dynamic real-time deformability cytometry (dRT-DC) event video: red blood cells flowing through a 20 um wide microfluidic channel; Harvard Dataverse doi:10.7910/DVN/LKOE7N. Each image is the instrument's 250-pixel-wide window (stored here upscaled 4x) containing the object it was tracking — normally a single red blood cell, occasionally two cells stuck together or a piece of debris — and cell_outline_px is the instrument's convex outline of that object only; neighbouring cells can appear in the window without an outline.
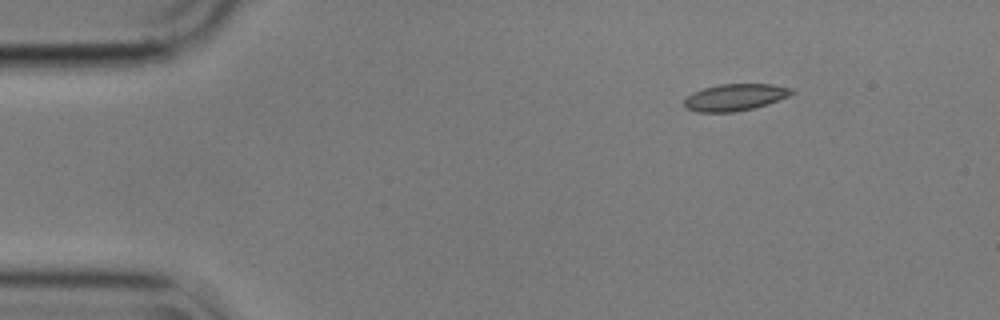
{"species": "common noctule bat (a hibernating species)", "species_latin": "Nyctalus noctula", "temperature_condition": "cold", "stored_images_in_passage": 49, "camera_frame_rate_fps": 3000, "um_per_image_px": 0.085, "animal": {"sex": "male", "body_mass_g": 17.9}, "frame": {"image": 1, "passage_image": 1, "time_ms": 0.0, "image_size_px": [1000, 320], "cell_outline_px": [[796, 92], [788, 96], [768, 104], [752, 108], [732, 112], [700, 112], [684, 108], [684, 100], [692, 92], [704, 88], [720, 84], [772, 84], [792, 88]], "centroid_in_image_um": [62.48, 8.26], "position_along_channel_um": 22.5, "area_um2": 16.76}}
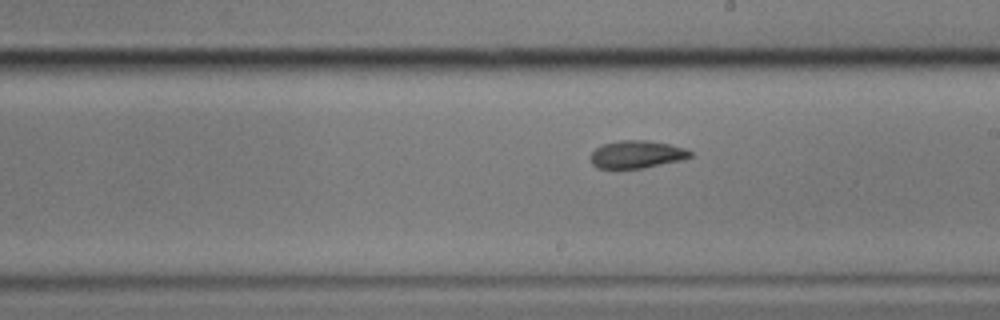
{"frame": {"image": 2, "passage_image": 25, "time_ms": 8.0, "image_size_px": [1000, 320], "cell_outline_px": [[692, 156], [680, 160], [644, 168], [596, 168], [592, 164], [592, 152], [596, 148], [604, 144], [620, 140], [648, 140], [668, 144], [684, 148], [692, 152]], "centroid_in_image_um": [54.12, 13.12], "position_along_channel_um": 234.9, "area_um2": 15.84}}
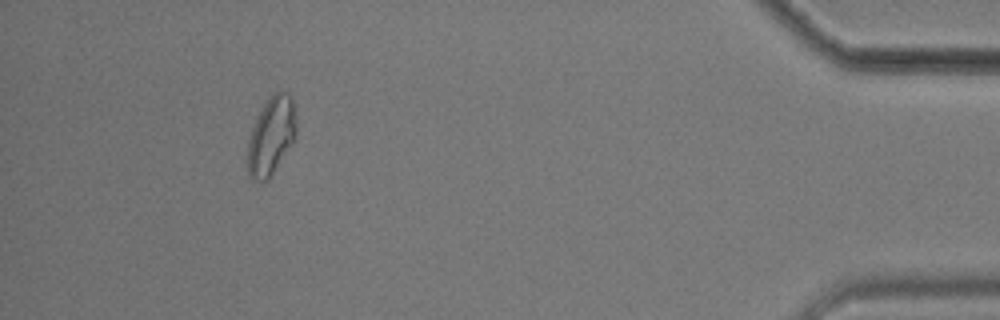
{"frame": {"image": 3, "passage_image": 45, "time_ms": 14.667, "image_size_px": [1000, 320], "cell_outline_px": [[296, 140], [268, 180], [264, 184], [260, 184], [252, 180], [248, 176], [248, 140], [252, 128], [264, 104], [272, 92], [280, 88], [288, 92], [292, 100], [296, 124]], "centroid_in_image_um": [23.06, 11.58], "position_along_channel_um": 412.1, "area_um2": 22.6}, "authors_computed_cell_mechanics": {"area_um2": 16.8776, "velocity_mm_per_s": 3.5573, "shape_relaxation_time_tau1_ms": 4.0667, "shape_relaxation_time_tau2_ms": 3.3595, "deformation_change_tau1": 0.1023, "deformation_change_tau2": 0.0645}}